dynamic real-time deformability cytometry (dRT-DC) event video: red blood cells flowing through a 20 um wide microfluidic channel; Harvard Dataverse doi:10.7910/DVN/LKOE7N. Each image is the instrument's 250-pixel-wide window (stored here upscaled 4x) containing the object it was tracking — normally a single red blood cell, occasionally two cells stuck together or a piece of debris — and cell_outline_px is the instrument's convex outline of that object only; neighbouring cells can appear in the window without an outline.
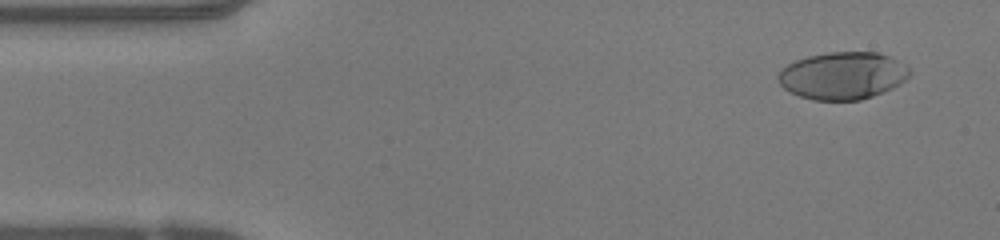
{"species": "human", "species_latin": "Homo sapiens", "temperature_condition": "warm", "stored_images_in_passage": 48, "camera_frame_rate_fps": 3000, "um_per_image_px": 0.085, "donor": {"sex": "female"}, "frame": {"image": 1, "passage_image": 3, "time_ms": 0.667, "image_size_px": [1000, 240], "cell_outline_px": [[912, 72], [900, 84], [884, 92], [860, 100], [812, 100], [800, 96], [784, 88], [776, 80], [776, 76], [788, 64], [796, 60], [808, 56], [828, 52], [876, 52], [888, 56], [912, 68]], "centroid_in_image_um": [71.64, 6.43], "position_along_channel_um": 13.4, "area_um2": 36.3}}
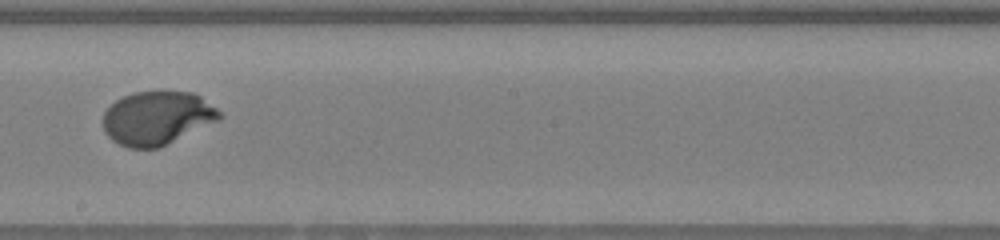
{"frame": {"image": 2, "passage_image": 26, "time_ms": 8.333, "image_size_px": [1000, 240], "cell_outline_px": [[224, 116], [216, 120], [156, 148], [128, 148], [112, 140], [104, 132], [104, 112], [116, 100], [132, 92], [192, 92], [200, 96], [216, 108]], "centroid_in_image_um": [13.3, 10.02], "position_along_channel_um": 234.9, "area_um2": 35.49}}
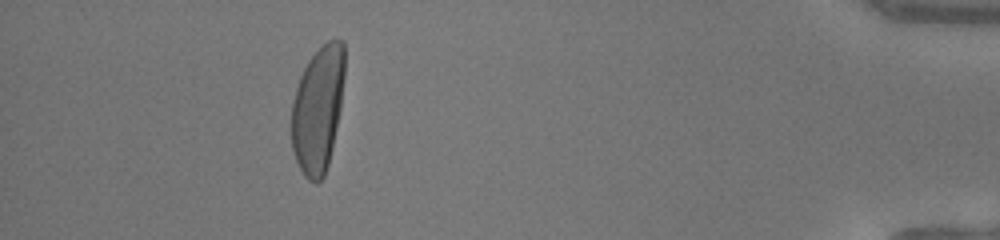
{"frame": {"image": 3, "passage_image": 43, "time_ms": 14.0, "image_size_px": [1000, 240], "cell_outline_px": [[344, 76], [340, 108], [332, 148], [328, 164], [324, 176], [316, 184], [308, 180], [304, 176], [296, 160], [292, 148], [292, 104], [296, 88], [300, 76], [308, 60], [328, 40], [344, 40]], "centroid_in_image_um": [27.02, 9.29], "position_along_channel_um": 408.2, "area_um2": 38.78}, "authors_computed_cell_mechanics": {"area_um2": 36.5874, "velocity_mm_per_s": 4.1964, "shape_relaxation_time_tau1_ms": 2.9776, "shape_relaxation_time_tau2_ms": null, "deformation_change_tau1": 0.2236, "deformation_change_tau2": null}}